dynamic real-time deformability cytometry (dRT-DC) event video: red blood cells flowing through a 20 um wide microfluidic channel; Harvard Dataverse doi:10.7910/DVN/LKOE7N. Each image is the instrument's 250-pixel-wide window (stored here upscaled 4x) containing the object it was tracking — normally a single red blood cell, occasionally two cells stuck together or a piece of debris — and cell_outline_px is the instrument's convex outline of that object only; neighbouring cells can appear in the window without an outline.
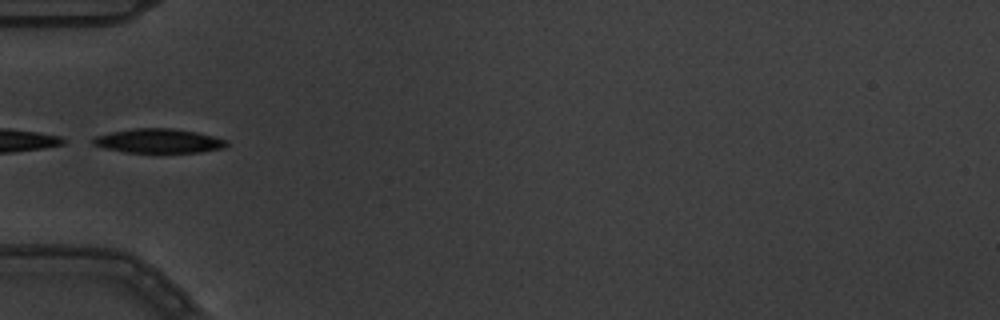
{"species": "common noctule bat (a hibernating species)", "species_latin": "Nyctalus noctula", "temperature_condition": "warm", "stored_images_in_passage": 7, "camera_frame_rate_fps": 3000, "um_per_image_px": 0.085, "animal": {"sex": "male", "body_mass_g": 19.5, "forearm_length_mm": 54.6}, "frame": {"image": 1, "passage_image": 5, "time_ms": 1.333, "image_size_px": [1000, 320], "cell_outline_px": [[228, 144], [224, 148], [200, 152], [124, 152], [104, 148], [92, 144], [92, 140], [96, 136], [112, 132], [132, 128], [172, 128], [196, 132], [228, 140]], "centroid_in_image_um": [13.49, 11.97], "position_along_channel_um": 71.5, "area_um2": 18.79}}
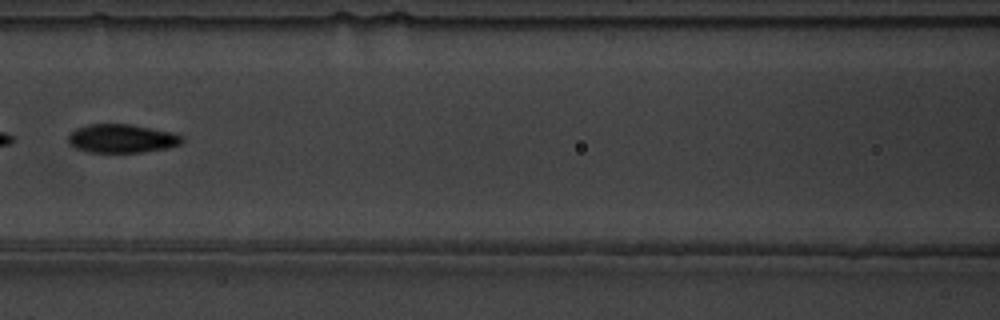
{"frame": {"image": 2, "passage_image": 7, "time_ms": 2.0, "image_size_px": [1000, 320], "cell_outline_px": [[184, 140], [180, 144], [168, 148], [140, 152], [88, 152], [76, 148], [68, 144], [68, 136], [76, 128], [88, 124], [132, 124], [172, 132], [180, 136]], "centroid_in_image_um": [10.33, 11.77], "position_along_channel_um": 156.3, "area_um2": 18.96}}